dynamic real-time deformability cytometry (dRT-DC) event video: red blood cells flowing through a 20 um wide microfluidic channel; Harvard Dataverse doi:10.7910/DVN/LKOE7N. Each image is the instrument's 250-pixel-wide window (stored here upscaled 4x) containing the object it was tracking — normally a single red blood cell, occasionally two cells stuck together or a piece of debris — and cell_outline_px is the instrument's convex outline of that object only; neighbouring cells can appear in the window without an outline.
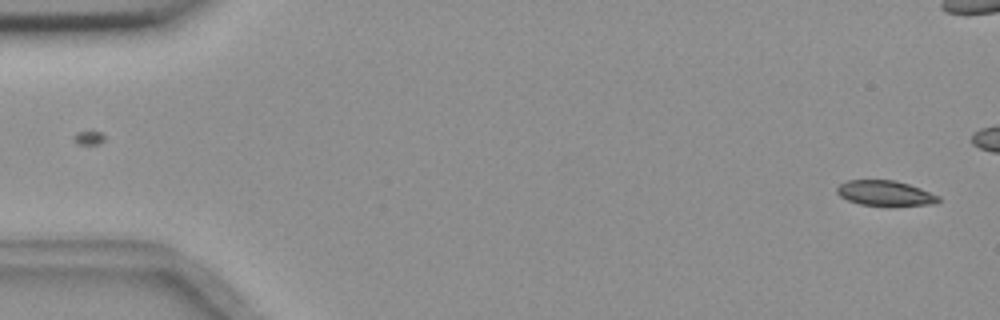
{"species": "common noctule bat (a hibernating species)", "species_latin": "Nyctalus noctula", "temperature_condition": "room temperature", "stored_images_in_passage": 55, "camera_frame_rate_fps": 3000, "um_per_image_px": 0.085, "animal": {"sex": "female", "body_mass_g": 18.4}, "frame": {"image": 1, "passage_image": 1, "time_ms": 0.0, "image_size_px": [1000, 320], "cell_outline_px": [[940, 200], [936, 204], [860, 204], [848, 200], [840, 196], [836, 192], [836, 188], [840, 184], [848, 180], [896, 180], [920, 188], [940, 196]], "centroid_in_image_um": [75.22, 16.39], "position_along_channel_um": 9.8, "area_um2": 14.45}}
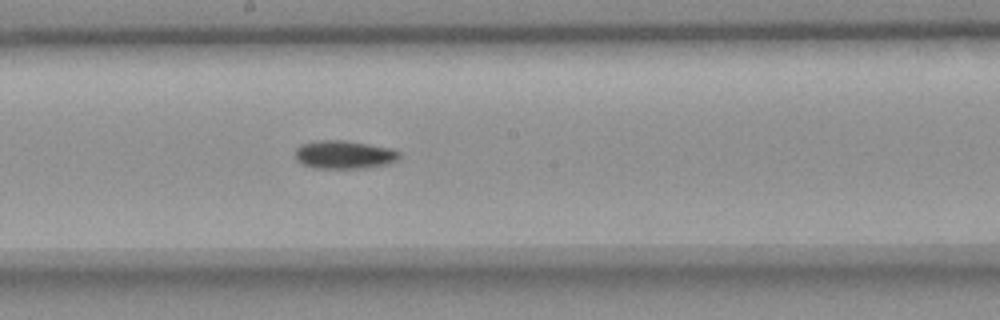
{"frame": {"image": 2, "passage_image": 29, "time_ms": 9.333, "image_size_px": [1000, 320], "cell_outline_px": [[400, 160], [392, 164], [364, 168], [312, 168], [300, 164], [296, 160], [296, 148], [300, 144], [316, 140], [344, 140], [392, 148], [400, 152]], "centroid_in_image_um": [29.28, 13.15], "position_along_channel_um": 218.9, "area_um2": 17.57}}
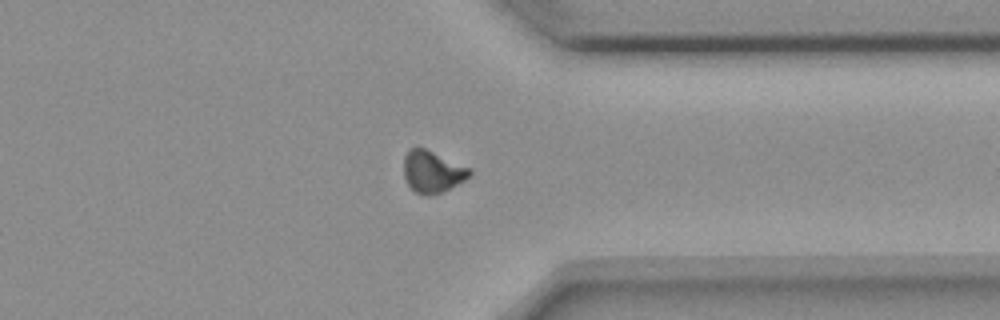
{"frame": {"image": 3, "passage_image": 42, "time_ms": 13.667, "image_size_px": [1000, 320], "cell_outline_px": [[472, 172], [464, 180], [432, 196], [424, 196], [416, 192], [408, 184], [404, 176], [404, 156], [408, 148], [416, 144], [472, 168]], "centroid_in_image_um": [36.72, 14.54], "position_along_channel_um": 374.7, "area_um2": 16.3}, "authors_computed_cell_mechanics": {"area_um2": 16.2996, "velocity_mm_per_s": 3.6705, "shape_relaxation_time_tau1_ms": 7.3462, "shape_relaxation_time_tau2_ms": null, "deformation_change_tau1": 0.1267, "deformation_change_tau2": null}}